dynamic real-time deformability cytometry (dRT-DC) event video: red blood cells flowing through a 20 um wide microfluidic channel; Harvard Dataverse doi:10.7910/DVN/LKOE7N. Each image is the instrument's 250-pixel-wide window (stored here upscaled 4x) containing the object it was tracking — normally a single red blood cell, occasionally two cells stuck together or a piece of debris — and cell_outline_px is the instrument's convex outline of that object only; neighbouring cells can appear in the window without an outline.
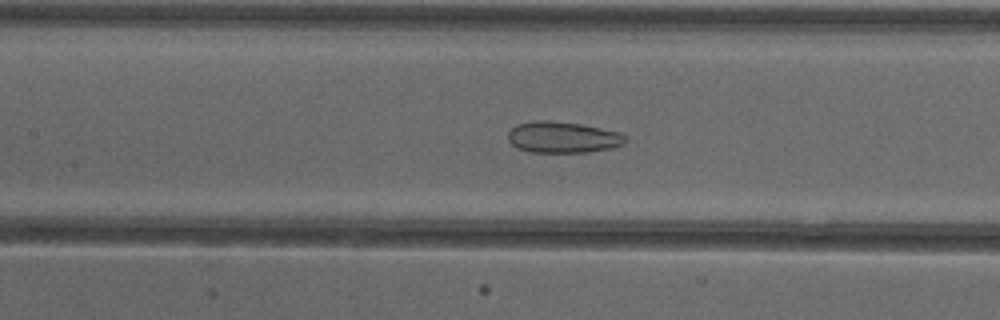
{"species": "common noctule bat (a hibernating species)", "species_latin": "Nyctalus noctula", "temperature_condition": "cold", "stored_images_in_passage": 44, "camera_frame_rate_fps": 3000, "um_per_image_px": 0.085, "animal": {"sex": "female"}, "frame": {"image": 1, "passage_image": 25, "time_ms": 8.0, "image_size_px": [1000, 320], "cell_outline_px": [[628, 140], [624, 144], [612, 148], [588, 152], [532, 152], [516, 148], [508, 140], [508, 132], [516, 124], [536, 120], [548, 120], [580, 124], [620, 132]], "centroid_in_image_um": [47.83, 11.67], "position_along_channel_um": 159.6, "area_um2": 21.44}}
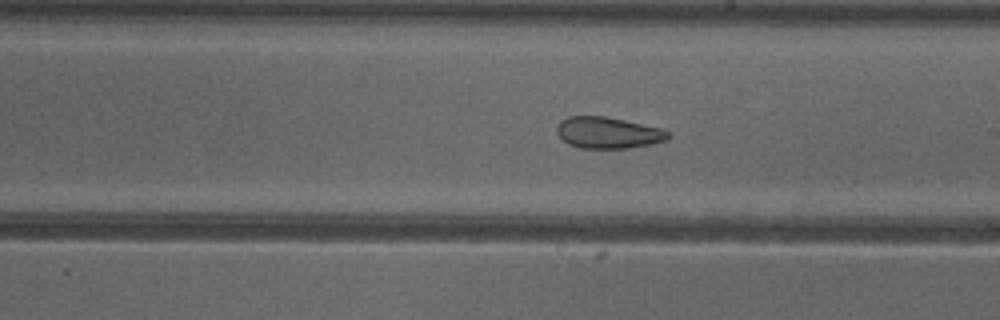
{"frame": {"image": 2, "passage_image": 31, "time_ms": 10.0, "image_size_px": [1000, 320], "cell_outline_px": [[668, 140], [652, 144], [628, 148], [580, 148], [568, 144], [556, 132], [556, 128], [560, 120], [568, 116], [604, 116], [664, 128], [668, 132]], "centroid_in_image_um": [51.69, 11.28], "position_along_channel_um": 237.3, "area_um2": 20.46}}
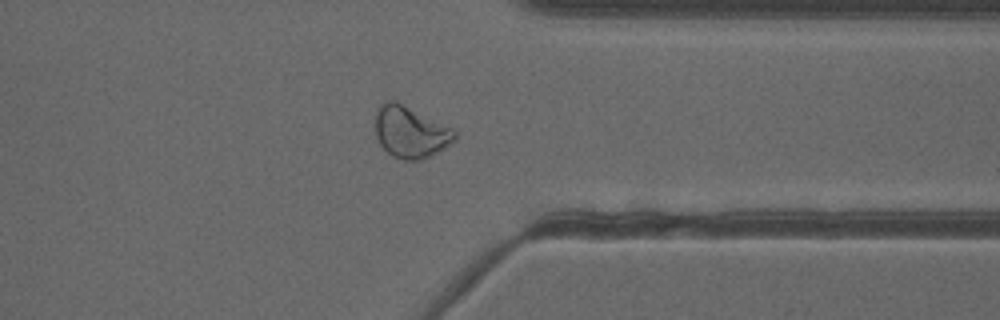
{"frame": {"image": 3, "passage_image": 42, "time_ms": 13.667, "image_size_px": [1000, 320], "cell_outline_px": [[456, 140], [452, 144], [420, 160], [404, 160], [392, 156], [380, 144], [376, 136], [376, 112], [380, 104], [388, 100], [396, 100], [456, 128]], "centroid_in_image_um": [34.93, 11.19], "position_along_channel_um": 376.5, "area_um2": 24.28}}